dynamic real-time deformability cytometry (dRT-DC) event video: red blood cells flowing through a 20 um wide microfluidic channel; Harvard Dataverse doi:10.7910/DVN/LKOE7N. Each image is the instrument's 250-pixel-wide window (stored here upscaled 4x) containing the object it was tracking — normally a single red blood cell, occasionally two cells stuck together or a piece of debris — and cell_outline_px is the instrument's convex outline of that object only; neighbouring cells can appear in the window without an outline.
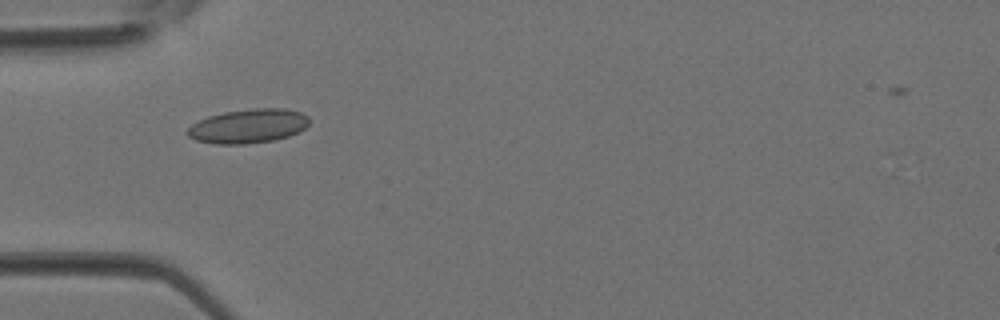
{"species": "Egyptian fruit bat (a non-hibernating species)", "species_latin": "Rousettus aegyptiacus", "temperature_condition": "room temperature", "stored_images_in_passage": 28, "camera_frame_rate_fps": 3000, "um_per_image_px": 0.085, "animal": {"sex": "female"}, "frame": {"image": 1, "passage_image": 1, "time_ms": 0.0, "image_size_px": [1000, 320], "cell_outline_px": [[308, 124], [300, 132], [288, 136], [272, 140], [244, 144], [216, 144], [196, 140], [188, 136], [184, 132], [192, 124], [208, 116], [224, 112], [256, 108], [284, 108], [300, 112], [308, 116]], "centroid_in_image_um": [21.08, 10.71], "position_along_channel_um": 63.9, "area_um2": 24.16}}
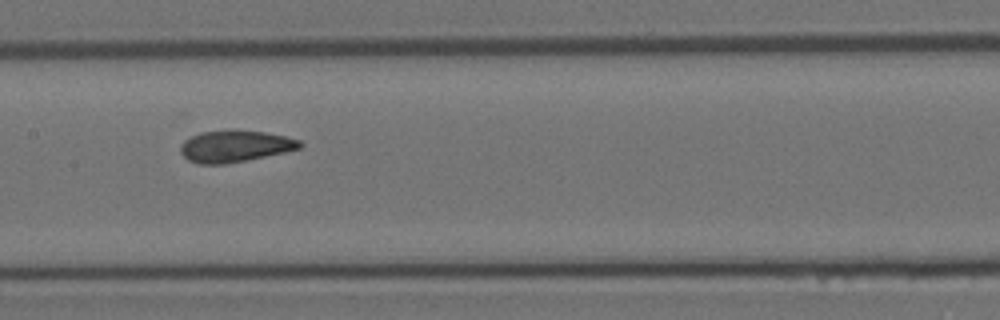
{"frame": {"image": 2, "passage_image": 8, "time_ms": 2.333, "image_size_px": [1000, 320], "cell_outline_px": [[304, 144], [300, 148], [284, 152], [224, 164], [200, 164], [188, 160], [180, 152], [180, 144], [184, 140], [200, 132], [228, 128], [264, 132], [284, 136], [300, 140]], "centroid_in_image_um": [19.93, 12.4], "position_along_channel_um": 187.5, "area_um2": 22.2}}
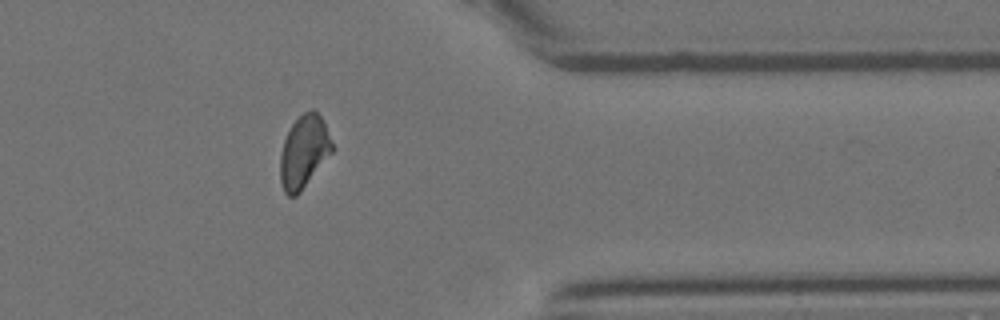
{"frame": {"image": 3, "passage_image": 20, "time_ms": 6.333, "image_size_px": [1000, 320], "cell_outline_px": [[332, 152], [300, 192], [296, 196], [288, 196], [284, 192], [280, 180], [280, 156], [284, 140], [292, 124], [304, 112], [312, 108], [316, 108], [324, 120], [332, 144]], "centroid_in_image_um": [25.83, 12.87], "position_along_channel_um": 385.6, "area_um2": 21.85}}